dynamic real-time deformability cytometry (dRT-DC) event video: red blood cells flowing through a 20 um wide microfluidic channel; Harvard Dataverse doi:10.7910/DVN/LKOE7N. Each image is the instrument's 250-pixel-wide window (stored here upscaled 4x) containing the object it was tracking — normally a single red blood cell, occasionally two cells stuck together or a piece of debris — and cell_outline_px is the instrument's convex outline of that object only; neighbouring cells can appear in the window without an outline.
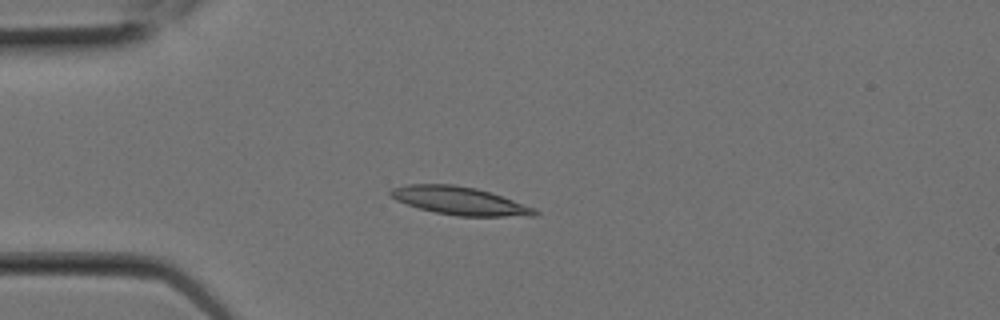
{"species": "Egyptian fruit bat (a non-hibernating species)", "species_latin": "Rousettus aegyptiacus", "temperature_condition": "room temperature", "stored_images_in_passage": 4, "camera_frame_rate_fps": 3000, "um_per_image_px": 0.085, "animal": {"sex": "female"}, "frame": {"image": 1, "passage_image": 2, "time_ms": 0.333, "image_size_px": [1000, 320], "cell_outline_px": [[540, 212], [536, 216], [456, 216], [436, 212], [420, 208], [396, 200], [388, 196], [388, 192], [392, 188], [408, 184], [452, 184], [476, 188], [536, 208]], "centroid_in_image_um": [39.06, 17.07], "position_along_channel_um": 45.9, "area_um2": 23.41}}
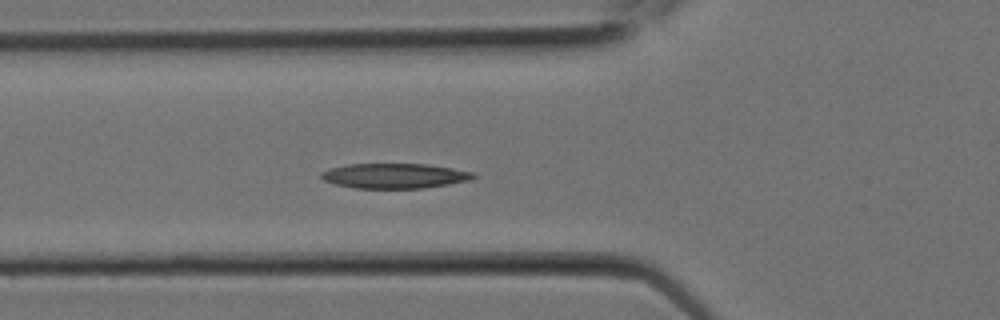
{"frame": {"image": 2, "passage_image": 4, "time_ms": 1.0, "image_size_px": [1000, 320], "cell_outline_px": [[476, 176], [472, 180], [424, 188], [352, 188], [336, 184], [324, 180], [320, 176], [320, 172], [328, 168], [348, 164], [428, 164], [476, 172]], "centroid_in_image_um": [33.55, 14.94], "position_along_channel_um": 92.3, "area_um2": 22.31}}